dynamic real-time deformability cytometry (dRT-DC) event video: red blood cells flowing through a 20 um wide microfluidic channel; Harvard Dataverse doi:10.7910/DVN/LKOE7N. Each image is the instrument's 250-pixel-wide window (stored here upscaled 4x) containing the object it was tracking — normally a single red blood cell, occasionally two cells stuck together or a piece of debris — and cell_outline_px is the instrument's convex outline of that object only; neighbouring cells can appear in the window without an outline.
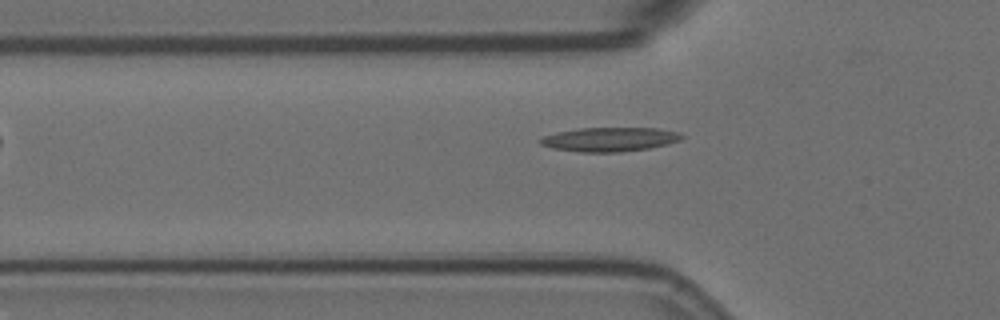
{"species": "Egyptian fruit bat (a non-hibernating species)", "species_latin": "Rousettus aegyptiacus", "temperature_condition": "room temperature", "stored_images_in_passage": 5, "camera_frame_rate_fps": 3000, "um_per_image_px": 0.085, "animal": {"sex": "female"}, "frame": {"image": 1, "passage_image": 5, "time_ms": 1.333, "image_size_px": [1000, 320], "cell_outline_px": [[684, 136], [680, 140], [668, 144], [648, 148], [620, 152], [580, 152], [552, 148], [540, 144], [536, 140], [544, 136], [556, 132], [580, 128], [656, 128], [680, 132]], "centroid_in_image_um": [51.8, 11.84], "position_along_channel_um": 74.0, "area_um2": 19.94}}